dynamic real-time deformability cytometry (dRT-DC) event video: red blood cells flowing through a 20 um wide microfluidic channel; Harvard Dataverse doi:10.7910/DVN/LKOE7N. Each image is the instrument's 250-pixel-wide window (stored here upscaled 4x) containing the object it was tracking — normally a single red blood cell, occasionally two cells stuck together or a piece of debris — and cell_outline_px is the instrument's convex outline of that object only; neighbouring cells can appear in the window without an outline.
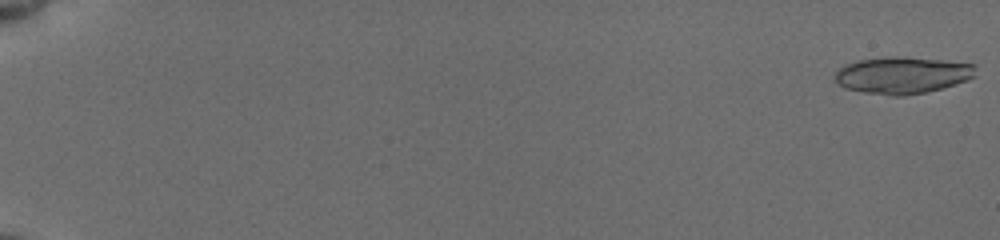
{"species": "common noctule bat (a hibernating species)", "species_latin": "Nyctalus noctula", "temperature_condition": "cold", "stored_images_in_passage": 36, "camera_frame_rate_fps": 3000, "um_per_image_px": 0.085, "animal": {"sex": "female", "body_mass_g": 19.5, "forearm_length_mm": 54.1}, "frame": {"image": 1, "passage_image": 1, "time_ms": 0.0, "image_size_px": [1000, 240], "cell_outline_px": [[976, 76], [968, 80], [956, 84], [924, 92], [904, 96], [892, 96], [864, 92], [844, 88], [836, 84], [836, 72], [844, 64], [856, 60], [892, 56], [896, 56], [940, 60], [976, 64]], "centroid_in_image_um": [76.7, 6.39], "position_along_channel_um": 8.3, "area_um2": 30.29}}